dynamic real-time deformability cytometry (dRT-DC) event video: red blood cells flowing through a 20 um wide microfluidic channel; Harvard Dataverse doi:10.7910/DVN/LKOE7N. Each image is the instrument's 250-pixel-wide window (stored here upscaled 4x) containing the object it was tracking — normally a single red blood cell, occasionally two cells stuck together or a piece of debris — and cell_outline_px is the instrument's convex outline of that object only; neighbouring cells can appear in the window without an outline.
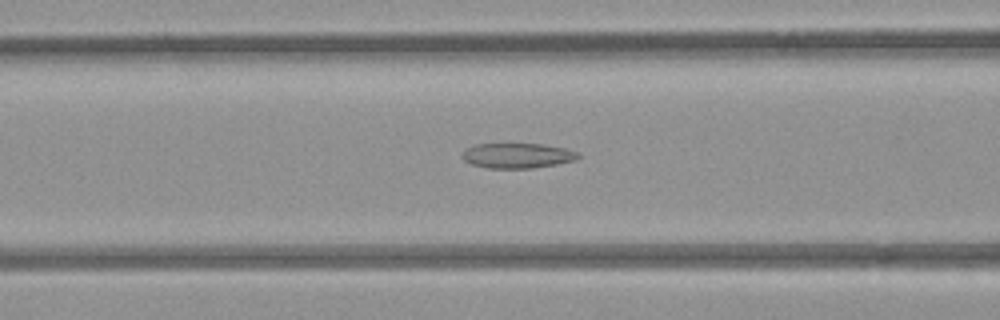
{"species": "common noctule bat (a hibernating species)", "species_latin": "Nyctalus noctula", "temperature_condition": "room temperature", "stored_images_in_passage": 33, "camera_frame_rate_fps": 3000, "um_per_image_px": 0.085, "animal": {"sex": "female", "body_mass_g": 21.9}, "frame": {"image": 1, "passage_image": 12, "time_ms": 3.667, "image_size_px": [1000, 320], "cell_outline_px": [[580, 156], [576, 160], [556, 164], [532, 168], [484, 168], [472, 164], [464, 160], [460, 156], [464, 148], [476, 144], [544, 144], [564, 148], [576, 152]], "centroid_in_image_um": [43.92, 13.22], "position_along_channel_um": 122.7, "area_um2": 16.99}}
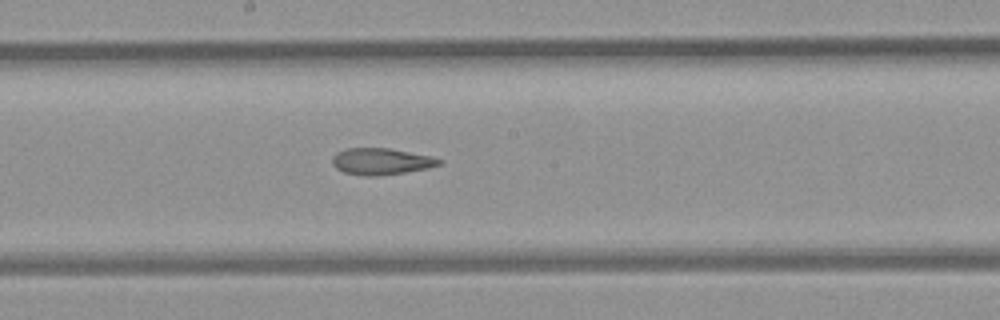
{"frame": {"image": 2, "passage_image": 19, "time_ms": 6.0, "image_size_px": [1000, 320], "cell_outline_px": [[444, 160], [440, 164], [428, 168], [380, 176], [364, 176], [344, 172], [336, 168], [332, 164], [332, 156], [336, 152], [348, 148], [388, 148], [432, 156]], "centroid_in_image_um": [32.39, 13.72], "position_along_channel_um": 215.8, "area_um2": 16.59}}
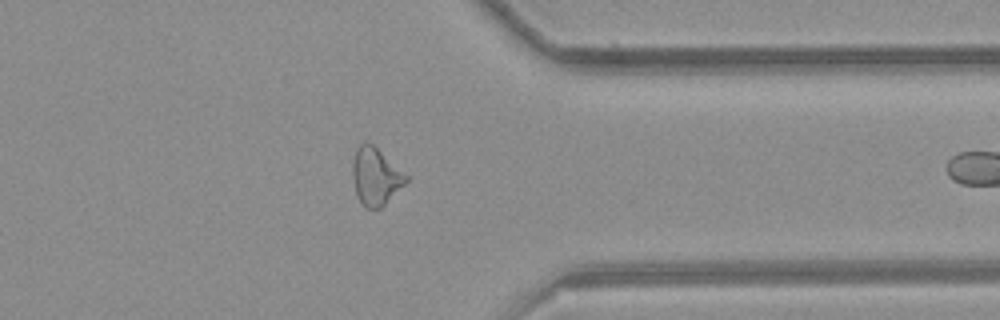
{"frame": {"image": 3, "passage_image": 32, "time_ms": 10.333, "image_size_px": [1000, 320], "cell_outline_px": [[408, 180], [380, 208], [364, 208], [360, 204], [356, 196], [352, 180], [352, 164], [356, 148], [360, 144], [368, 140], [408, 176]], "centroid_in_image_um": [31.87, 15.0], "position_along_channel_um": 379.5, "area_um2": 17.86}}